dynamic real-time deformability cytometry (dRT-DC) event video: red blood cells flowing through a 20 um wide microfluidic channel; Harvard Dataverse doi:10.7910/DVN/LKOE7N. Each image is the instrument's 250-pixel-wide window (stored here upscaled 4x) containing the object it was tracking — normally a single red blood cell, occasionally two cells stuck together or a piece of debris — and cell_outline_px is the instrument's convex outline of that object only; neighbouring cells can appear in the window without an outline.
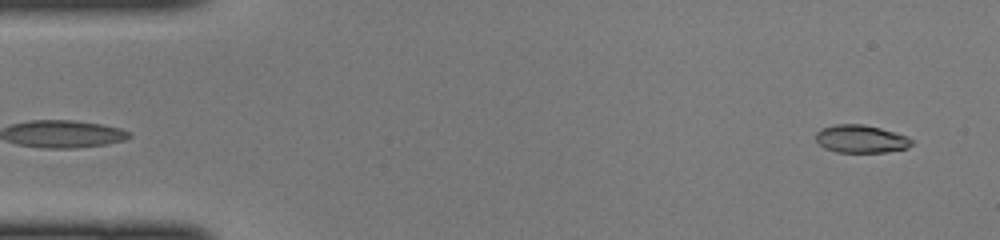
{"species": "common noctule bat (a hibernating species)", "species_latin": "Nyctalus noctula", "temperature_condition": "cold", "stored_images_in_passage": 45, "camera_frame_rate_fps": 3000, "um_per_image_px": 0.085, "animal": {"sex": "female", "body_mass_g": 22.0, "forearm_length_mm": 56.7}, "frame": {"image": 1, "passage_image": 1, "time_ms": 0.0, "image_size_px": [1000, 240], "cell_outline_px": [[912, 144], [908, 148], [884, 152], [836, 152], [824, 148], [816, 140], [816, 132], [820, 128], [836, 124], [864, 124], [880, 128], [908, 136], [912, 140]], "centroid_in_image_um": [73.17, 11.8], "position_along_channel_um": 11.8, "area_um2": 15.61}}
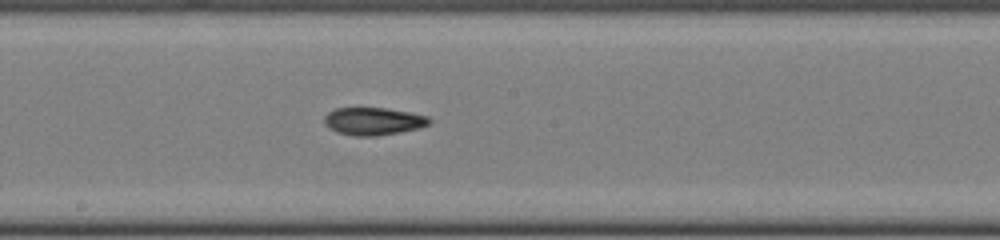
{"frame": {"image": 2, "passage_image": 23, "time_ms": 7.333, "image_size_px": [1000, 240], "cell_outline_px": [[432, 120], [428, 124], [420, 128], [372, 136], [360, 136], [336, 132], [324, 120], [324, 116], [328, 112], [336, 108], [384, 108], [408, 112], [428, 116]], "centroid_in_image_um": [31.75, 10.29], "position_along_channel_um": 216.4, "area_um2": 16.47}}
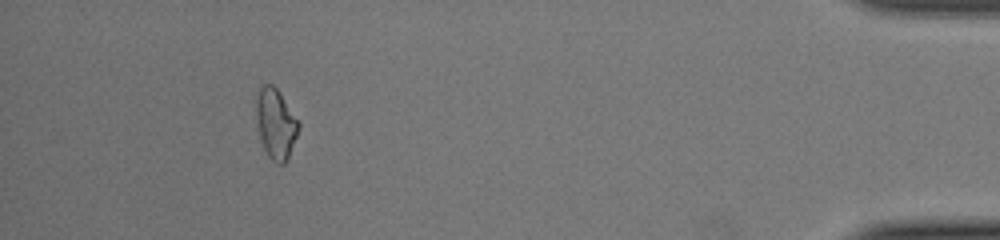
{"frame": {"image": 3, "passage_image": 41, "time_ms": 13.333, "image_size_px": [1000, 240], "cell_outline_px": [[300, 124], [296, 136], [288, 156], [284, 164], [276, 164], [268, 156], [264, 148], [260, 136], [256, 116], [256, 96], [260, 88], [264, 84], [272, 84], [276, 88]], "centroid_in_image_um": [23.42, 10.51], "position_along_channel_um": 411.8, "area_um2": 16.82}}